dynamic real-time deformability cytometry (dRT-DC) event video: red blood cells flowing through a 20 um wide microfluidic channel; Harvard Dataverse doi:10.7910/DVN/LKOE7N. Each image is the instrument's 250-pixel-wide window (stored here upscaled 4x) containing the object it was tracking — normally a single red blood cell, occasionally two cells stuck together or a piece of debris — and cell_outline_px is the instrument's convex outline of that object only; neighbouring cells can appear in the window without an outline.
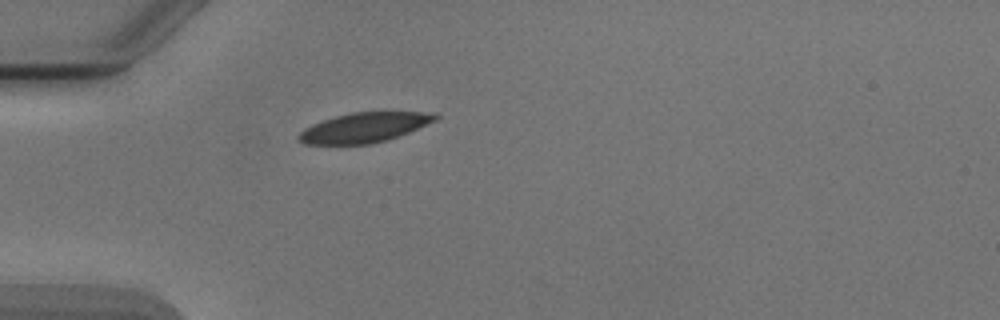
{"species": "Egyptian fruit bat (a non-hibernating species)", "species_latin": "Rousettus aegyptiacus", "temperature_condition": "cold", "stored_images_in_passage": 1, "camera_frame_rate_fps": 3000, "um_per_image_px": 0.085, "animal": {"sex": "male"}, "frame": {"image": 1, "passage_image": 1, "time_ms": 0.0, "image_size_px": [1000, 320], "cell_outline_px": [[440, 116], [436, 120], [408, 132], [388, 140], [372, 144], [304, 144], [296, 140], [296, 136], [304, 128], [312, 124], [336, 116], [352, 112], [436, 112]], "centroid_in_image_um": [30.95, 10.84], "position_along_channel_um": 54.1, "area_um2": 23.76}}